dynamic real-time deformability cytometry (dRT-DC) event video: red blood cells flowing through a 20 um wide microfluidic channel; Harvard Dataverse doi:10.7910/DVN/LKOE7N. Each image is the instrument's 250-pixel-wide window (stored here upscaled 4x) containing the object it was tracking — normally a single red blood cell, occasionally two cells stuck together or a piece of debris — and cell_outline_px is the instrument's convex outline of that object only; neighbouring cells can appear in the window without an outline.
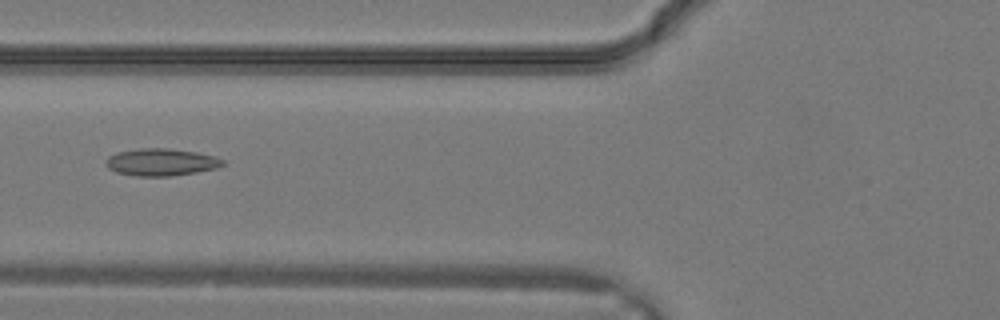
{"species": "common noctule bat (a hibernating species)", "species_latin": "Nyctalus noctula", "temperature_condition": "warm", "stored_images_in_passage": 8, "camera_frame_rate_fps": 3000, "um_per_image_px": 0.085, "animal": {"sex": "male", "body_mass_g": 19.2, "forearm_length_mm": 51.8}, "frame": {"image": 1, "passage_image": 3, "time_ms": 0.667, "image_size_px": [1000, 320], "cell_outline_px": [[228, 164], [216, 168], [196, 172], [168, 176], [136, 176], [116, 172], [108, 168], [104, 160], [108, 156], [116, 152], [140, 148], [168, 148], [196, 152], [212, 156], [224, 160]], "centroid_in_image_um": [13.68, 13.78], "position_along_channel_um": 112.1, "area_um2": 18.61}}
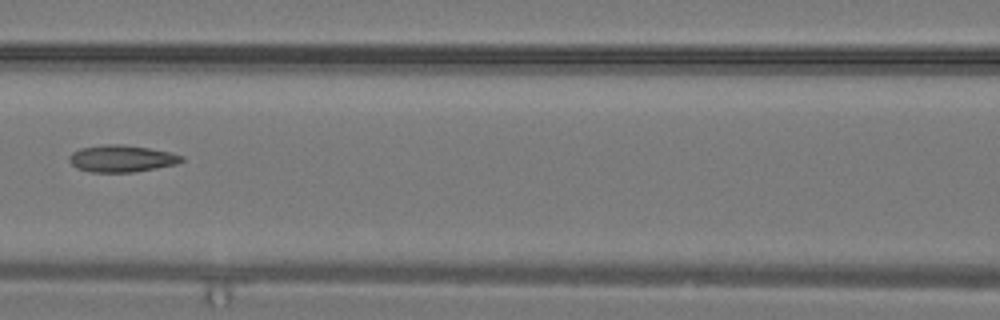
{"frame": {"image": 2, "passage_image": 5, "time_ms": 1.333, "image_size_px": [1000, 320], "cell_outline_px": [[184, 160], [176, 164], [136, 172], [92, 172], [76, 168], [68, 160], [68, 156], [72, 152], [80, 148], [104, 144], [120, 144], [148, 148], [168, 152], [184, 156]], "centroid_in_image_um": [10.31, 13.48], "position_along_channel_um": 156.3, "area_um2": 17.63}}
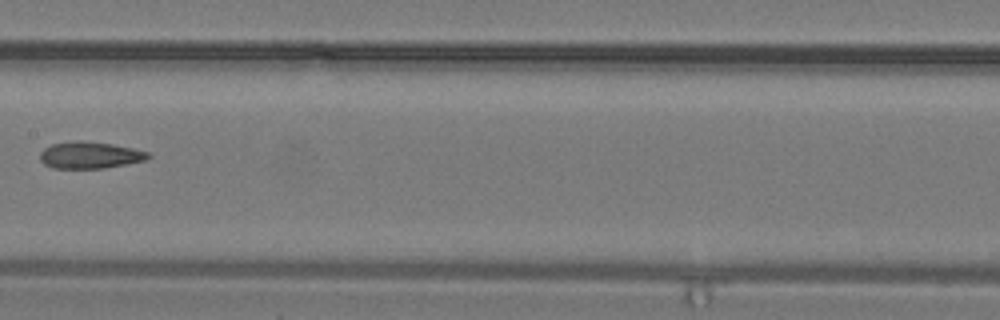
{"frame": {"image": 3, "passage_image": 7, "time_ms": 2.0, "image_size_px": [1000, 320], "cell_outline_px": [[152, 156], [148, 160], [104, 168], [52, 168], [44, 164], [40, 160], [40, 152], [44, 148], [52, 144], [112, 144], [132, 148], [148, 152]], "centroid_in_image_um": [7.69, 13.25], "position_along_channel_um": 199.7, "area_um2": 16.01}}